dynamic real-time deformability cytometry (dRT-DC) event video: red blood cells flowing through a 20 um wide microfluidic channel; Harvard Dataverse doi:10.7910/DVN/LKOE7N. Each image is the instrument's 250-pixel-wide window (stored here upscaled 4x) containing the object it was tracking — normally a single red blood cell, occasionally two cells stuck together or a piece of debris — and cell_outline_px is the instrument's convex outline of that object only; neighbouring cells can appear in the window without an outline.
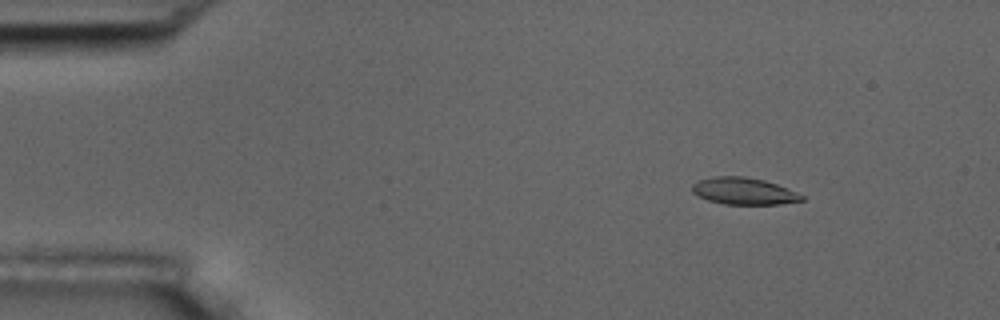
{"species": "common noctule bat (a hibernating species)", "species_latin": "Nyctalus noctula", "temperature_condition": "room temperature", "stored_images_in_passage": 55, "camera_frame_rate_fps": 3000, "um_per_image_px": 0.085, "animal": {"sex": "male", "body_mass_g": 17.5, "forearm_length_mm": 52.3}, "frame": {"image": 1, "passage_image": 8, "time_ms": 2.333, "image_size_px": [1000, 320], "cell_outline_px": [[804, 200], [780, 204], [724, 204], [708, 200], [696, 196], [692, 192], [692, 184], [700, 180], [716, 176], [744, 176], [764, 180], [776, 184], [796, 192], [804, 196]], "centroid_in_image_um": [63.2, 16.24], "position_along_channel_um": 21.8, "area_um2": 17.11}}
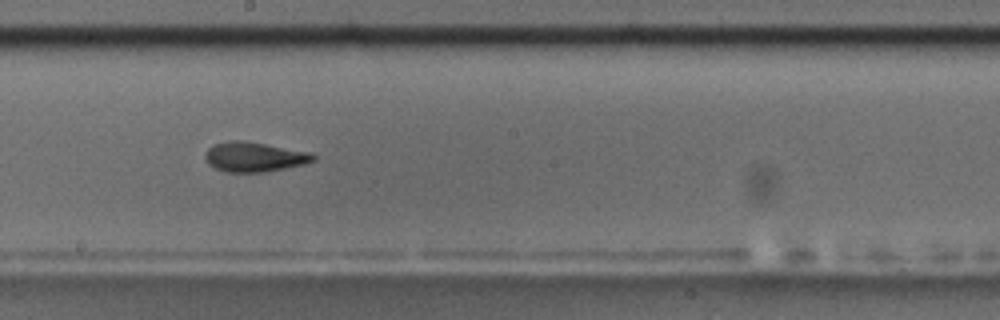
{"frame": {"image": 2, "passage_image": 31, "time_ms": 10.0, "image_size_px": [1000, 320], "cell_outline_px": [[316, 160], [304, 164], [264, 172], [224, 172], [208, 164], [204, 156], [208, 148], [212, 144], [232, 140], [244, 140], [312, 152], [316, 156]], "centroid_in_image_um": [21.62, 13.32], "position_along_channel_um": 226.6, "area_um2": 18.9}}
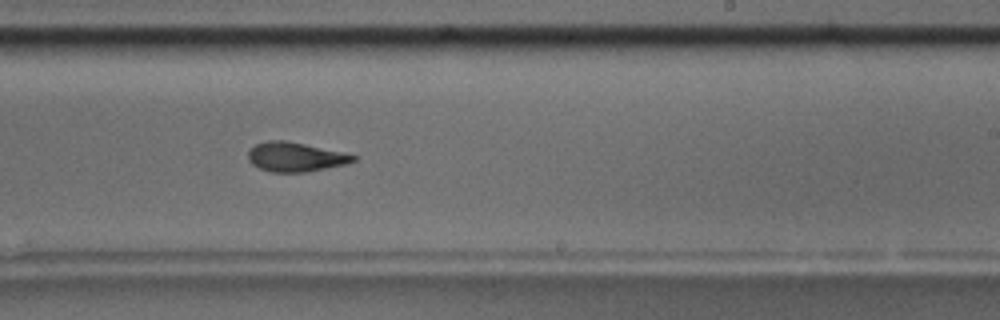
{"frame": {"image": 3, "passage_image": 34, "time_ms": 11.0, "image_size_px": [1000, 320], "cell_outline_px": [[356, 160], [348, 164], [304, 172], [272, 172], [260, 168], [252, 164], [248, 160], [248, 152], [256, 144], [268, 140], [284, 140], [304, 144], [340, 152], [356, 156]], "centroid_in_image_um": [25.08, 13.34], "position_along_channel_um": 263.9, "area_um2": 17.69}, "authors_computed_cell_mechanics": {"area_um2": 18.1492, "velocity_mm_per_s": 3.7392, "shape_relaxation_time_tau1_ms": 5.3065, "shape_relaxation_time_tau2_ms": 2.2608, "deformation_change_tau1": 0.1854, "deformation_change_tau2": 0.0778}}